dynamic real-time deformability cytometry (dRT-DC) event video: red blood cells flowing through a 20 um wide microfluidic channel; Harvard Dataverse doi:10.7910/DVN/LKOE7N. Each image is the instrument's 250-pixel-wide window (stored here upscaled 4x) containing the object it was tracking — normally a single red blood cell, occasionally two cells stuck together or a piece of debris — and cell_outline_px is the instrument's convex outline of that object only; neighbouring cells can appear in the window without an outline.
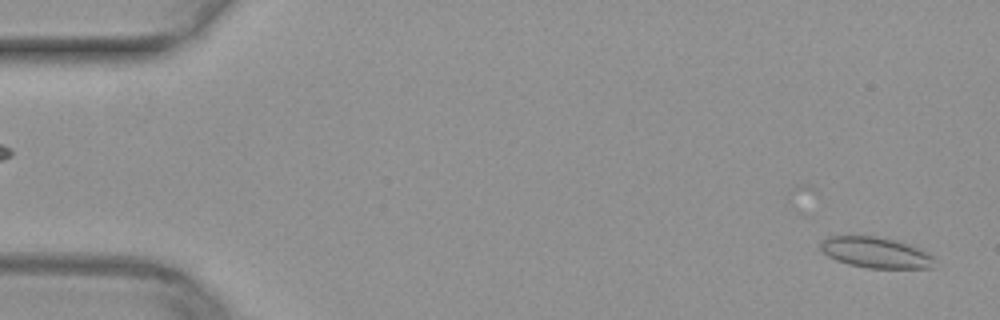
{"species": "common noctule bat (a hibernating species)", "species_latin": "Nyctalus noctula", "temperature_condition": "warm", "stored_images_in_passage": 50, "camera_frame_rate_fps": 3000, "um_per_image_px": 0.085, "animal": {"sex": "female", "body_mass_g": 29.2, "forearm_length_mm": 56.3}, "frame": {"image": 1, "passage_image": 2, "time_ms": 0.333, "image_size_px": [1000, 320], "cell_outline_px": [[936, 260], [932, 268], [868, 268], [848, 264], [836, 260], [828, 256], [820, 248], [820, 240], [828, 236], [876, 236], [896, 240], [912, 244], [936, 256]], "centroid_in_image_um": [74.49, 21.46], "position_along_channel_um": 10.5, "area_um2": 20.87}}
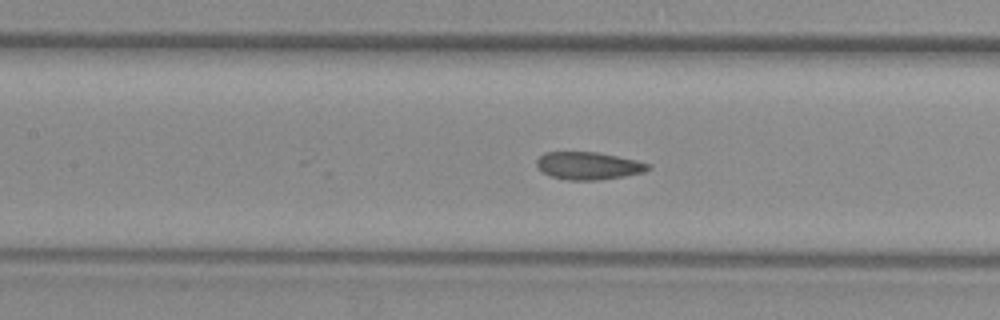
{"frame": {"image": 2, "passage_image": 23, "time_ms": 7.333, "image_size_px": [1000, 320], "cell_outline_px": [[652, 168], [644, 172], [624, 176], [600, 180], [568, 180], [552, 176], [544, 172], [536, 164], [536, 160], [544, 152], [600, 152], [636, 160], [652, 164]], "centroid_in_image_um": [50.07, 14.08], "position_along_channel_um": 157.3, "area_um2": 17.98}}
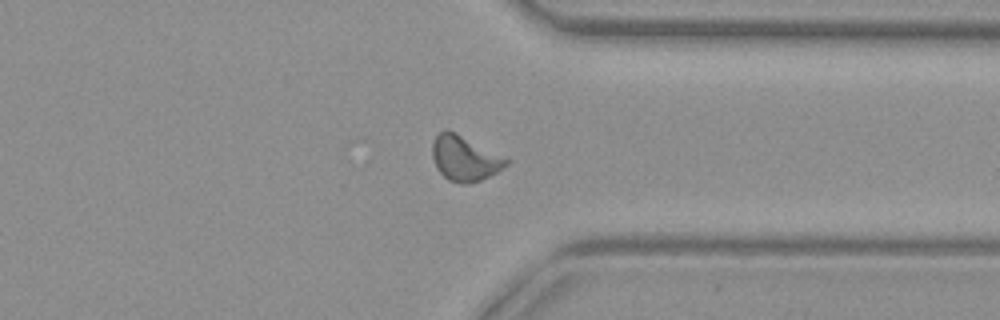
{"frame": {"image": 3, "passage_image": 39, "time_ms": 12.667, "image_size_px": [1000, 320], "cell_outline_px": [[508, 164], [496, 172], [480, 180], [464, 184], [460, 184], [448, 180], [436, 168], [432, 156], [432, 144], [436, 136], [444, 128], [448, 128], [456, 132], [508, 160]], "centroid_in_image_um": [39.43, 13.45], "position_along_channel_um": 372.0, "area_um2": 19.07}}